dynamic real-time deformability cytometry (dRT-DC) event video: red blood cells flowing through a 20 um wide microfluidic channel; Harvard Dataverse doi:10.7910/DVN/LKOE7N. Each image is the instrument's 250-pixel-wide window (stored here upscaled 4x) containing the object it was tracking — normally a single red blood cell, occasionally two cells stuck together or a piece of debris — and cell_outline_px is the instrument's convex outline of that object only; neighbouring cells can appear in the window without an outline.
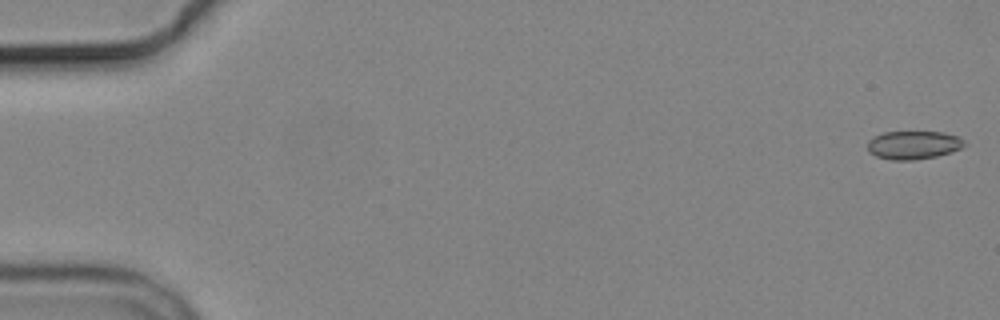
{"species": "common noctule bat (a hibernating species)", "species_latin": "Nyctalus noctula", "temperature_condition": "cold", "stored_images_in_passage": 4, "camera_frame_rate_fps": 3000, "um_per_image_px": 0.085, "animal": {"sex": "male", "body_mass_g": 19.2, "forearm_length_mm": 51.8}, "frame": {"image": 1, "passage_image": 1, "time_ms": 0.0, "image_size_px": [1000, 320], "cell_outline_px": [[968, 144], [952, 152], [936, 156], [912, 160], [892, 160], [876, 156], [868, 152], [868, 140], [872, 136], [884, 132], [944, 132], [960, 136]], "centroid_in_image_um": [77.65, 12.32], "position_along_channel_um": 7.3, "area_um2": 16.18}}